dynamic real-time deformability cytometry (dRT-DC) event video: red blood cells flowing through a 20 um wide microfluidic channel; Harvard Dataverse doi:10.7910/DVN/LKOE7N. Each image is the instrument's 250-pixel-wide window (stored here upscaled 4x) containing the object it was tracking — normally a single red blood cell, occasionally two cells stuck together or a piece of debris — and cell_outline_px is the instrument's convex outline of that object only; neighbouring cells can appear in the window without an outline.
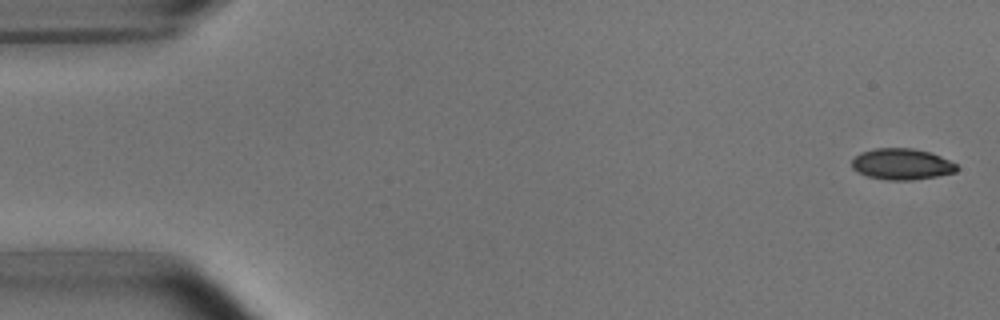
{"species": "common noctule bat (a hibernating species)", "species_latin": "Nyctalus noctula", "temperature_condition": "room temperature", "stored_images_in_passage": 4, "camera_frame_rate_fps": 3000, "um_per_image_px": 0.085, "animal": {"sex": "male", "body_mass_g": 15.6}, "frame": {"image": 1, "passage_image": 1, "time_ms": 0.0, "image_size_px": [1000, 320], "cell_outline_px": [[956, 172], [936, 176], [912, 180], [888, 180], [868, 176], [856, 172], [852, 168], [852, 160], [860, 152], [876, 148], [912, 148], [928, 152], [940, 156], [956, 164]], "centroid_in_image_um": [76.61, 13.95], "position_along_channel_um": 8.4, "area_um2": 18.9}}